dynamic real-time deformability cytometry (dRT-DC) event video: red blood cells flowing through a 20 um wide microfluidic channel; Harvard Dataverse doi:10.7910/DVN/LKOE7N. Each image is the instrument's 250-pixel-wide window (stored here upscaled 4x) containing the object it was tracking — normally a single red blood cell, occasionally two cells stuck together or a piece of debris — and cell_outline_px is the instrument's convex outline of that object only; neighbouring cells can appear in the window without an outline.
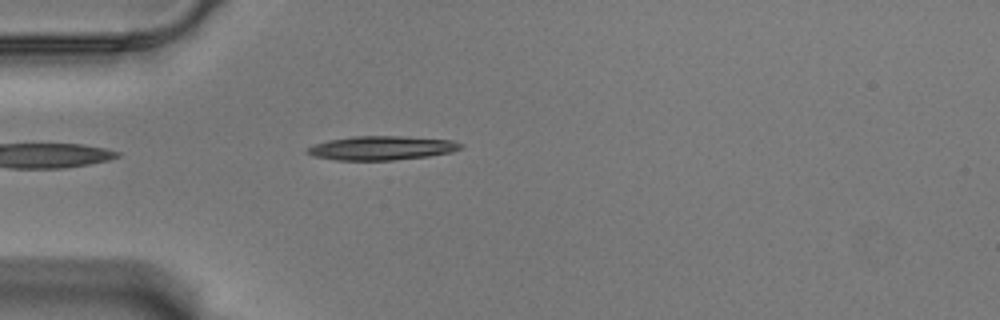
{"species": "Egyptian fruit bat (a non-hibernating species)", "species_latin": "Rousettus aegyptiacus", "temperature_condition": "warm", "stored_images_in_passage": 26, "camera_frame_rate_fps": 3000, "um_per_image_px": 0.085, "animal": {"sex": "male"}, "frame": {"image": 1, "passage_image": 1, "time_ms": 0.0, "image_size_px": [1000, 320], "cell_outline_px": [[464, 148], [452, 152], [428, 156], [392, 160], [336, 160], [312, 156], [304, 152], [308, 148], [316, 144], [328, 140], [352, 136], [400, 136], [452, 140], [464, 144]], "centroid_in_image_um": [32.46, 12.58], "position_along_channel_um": 52.5, "area_um2": 21.5}}
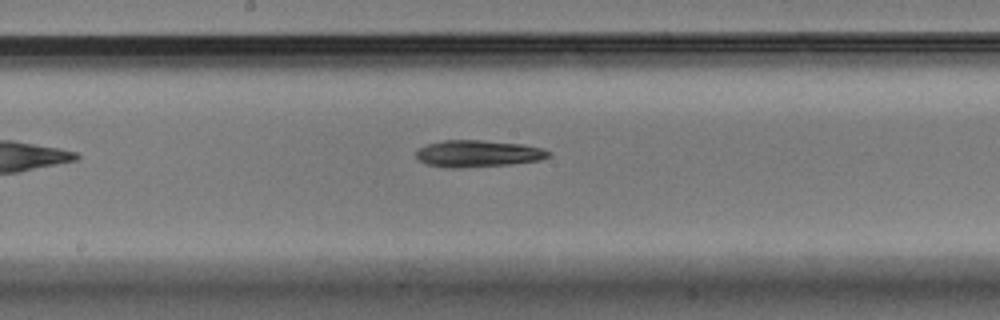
{"frame": {"image": 2, "passage_image": 15, "time_ms": 4.667, "image_size_px": [1000, 320], "cell_outline_px": [[548, 156], [540, 160], [512, 164], [460, 168], [444, 168], [428, 164], [420, 160], [416, 156], [416, 148], [428, 144], [444, 140], [480, 140], [520, 144], [540, 148], [548, 152]], "centroid_in_image_um": [40.55, 13.06], "position_along_channel_um": 207.6, "area_um2": 20.52}}
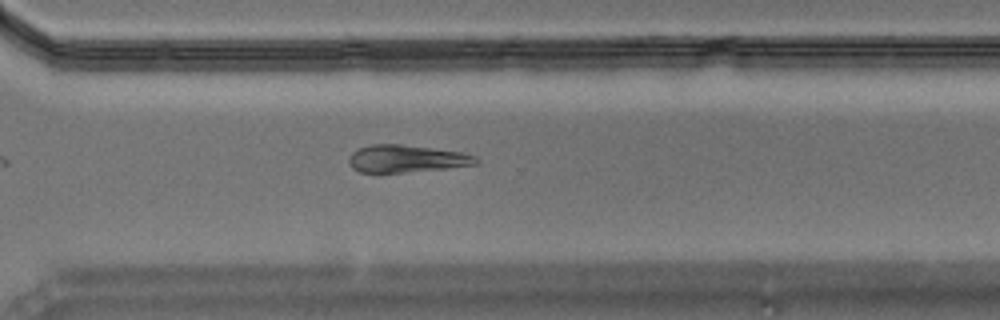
{"frame": {"image": 3, "passage_image": 26, "time_ms": 8.333, "image_size_px": [1000, 320], "cell_outline_px": [[480, 160], [476, 164], [448, 168], [380, 176], [360, 172], [352, 168], [348, 164], [348, 156], [352, 152], [360, 148], [372, 144], [400, 144], [464, 152], [476, 156]], "centroid_in_image_um": [34.49, 13.54], "position_along_channel_um": 336.1, "area_um2": 21.27}}